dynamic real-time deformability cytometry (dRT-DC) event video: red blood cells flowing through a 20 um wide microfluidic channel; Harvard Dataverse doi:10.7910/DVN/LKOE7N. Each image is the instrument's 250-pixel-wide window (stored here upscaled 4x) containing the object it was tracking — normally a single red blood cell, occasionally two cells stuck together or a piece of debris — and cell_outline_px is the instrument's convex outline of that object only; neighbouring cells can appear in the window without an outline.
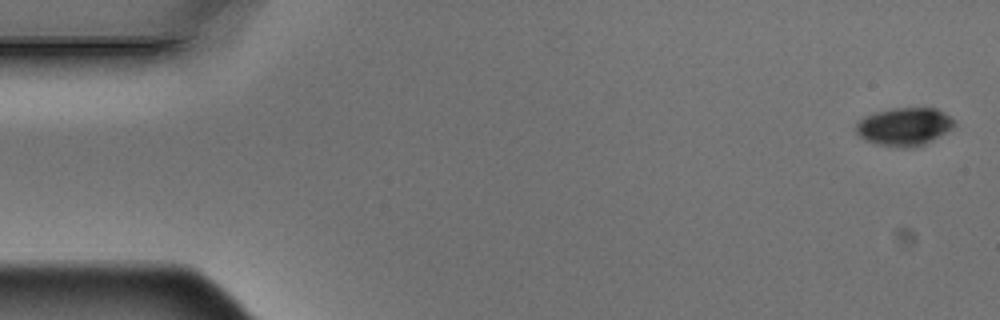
{"species": "Egyptian fruit bat (a non-hibernating species)", "species_latin": "Rousettus aegyptiacus", "temperature_condition": "warm", "stored_images_in_passage": 3, "camera_frame_rate_fps": 3000, "um_per_image_px": 0.085, "animal": {"sex": "male"}, "frame": {"image": 1, "passage_image": 1, "time_ms": 0.0, "image_size_px": [1000, 320], "cell_outline_px": [[956, 124], [952, 128], [940, 136], [924, 144], [912, 148], [900, 148], [880, 144], [868, 140], [860, 136], [856, 132], [856, 120], [864, 116], [876, 112], [892, 108], [936, 108], [948, 116]], "centroid_in_image_um": [76.85, 10.76], "position_along_channel_um": 8.2, "area_um2": 21.62}}